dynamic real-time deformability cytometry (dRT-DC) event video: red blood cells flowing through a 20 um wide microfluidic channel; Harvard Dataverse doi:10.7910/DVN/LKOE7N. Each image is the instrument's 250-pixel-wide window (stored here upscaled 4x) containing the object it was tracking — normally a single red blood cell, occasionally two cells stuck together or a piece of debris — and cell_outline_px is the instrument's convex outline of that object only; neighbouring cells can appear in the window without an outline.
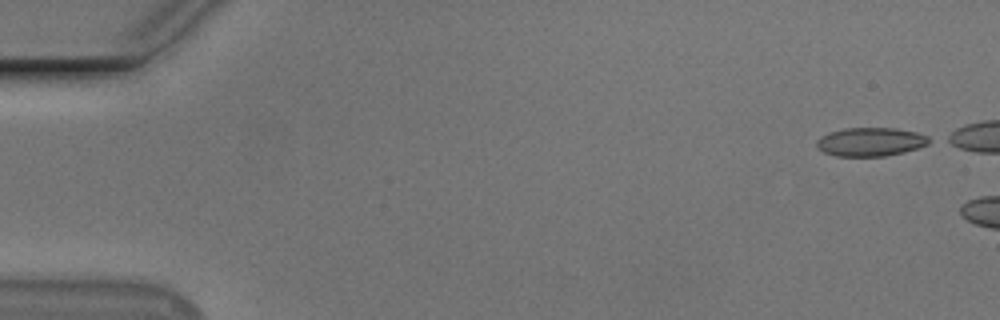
{"species": "Egyptian fruit bat (a non-hibernating species)", "species_latin": "Rousettus aegyptiacus", "temperature_condition": "cold", "stored_images_in_passage": 5, "camera_frame_rate_fps": 3000, "um_per_image_px": 0.085, "animal": {"sex": "male"}, "frame": {"image": 1, "passage_image": 1, "time_ms": 0.0, "image_size_px": [1000, 320], "cell_outline_px": [[936, 140], [928, 144], [904, 152], [884, 156], [836, 156], [824, 152], [816, 148], [816, 140], [820, 136], [828, 132], [844, 128], [896, 128], [916, 132], [928, 136]], "centroid_in_image_um": [74.0, 12.05], "position_along_channel_um": 11.0, "area_um2": 19.02}}